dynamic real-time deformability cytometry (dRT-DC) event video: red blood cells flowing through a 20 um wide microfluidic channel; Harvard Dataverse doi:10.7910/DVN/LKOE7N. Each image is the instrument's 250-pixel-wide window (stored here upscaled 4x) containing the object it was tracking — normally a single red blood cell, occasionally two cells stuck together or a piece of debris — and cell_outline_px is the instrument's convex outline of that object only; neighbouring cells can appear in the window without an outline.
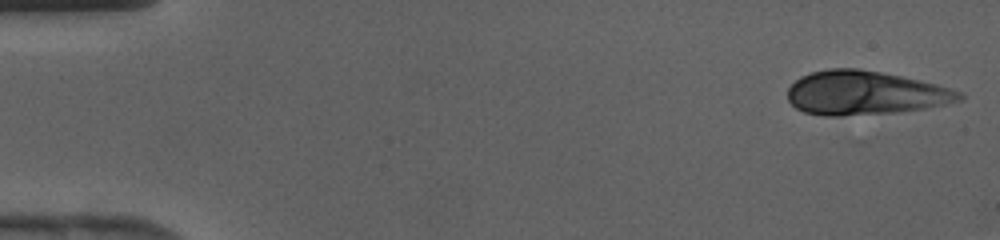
{"species": "human", "species_latin": "Homo sapiens", "temperature_condition": "cold", "stored_images_in_passage": 13, "camera_frame_rate_fps": 3000, "um_per_image_px": 0.085, "donor": {"sex": "female"}, "frame": {"image": 1, "passage_image": 1, "time_ms": 0.0, "image_size_px": [1000, 240], "cell_outline_px": [[964, 100], [924, 108], [896, 112], [840, 116], [824, 116], [804, 112], [796, 108], [788, 100], [788, 88], [800, 76], [812, 72], [828, 68], [860, 68], [900, 76], [936, 84], [960, 92], [964, 96]], "centroid_in_image_um": [73.49, 7.9], "position_along_channel_um": 11.5, "area_um2": 43.75}}
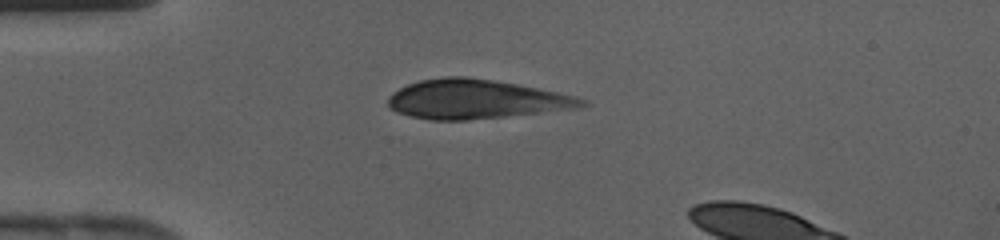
{"frame": {"image": 2, "passage_image": 10, "time_ms": 3.0, "image_size_px": [1000, 240], "cell_outline_px": [[588, 104], [580, 108], [468, 120], [428, 120], [396, 112], [388, 108], [388, 96], [392, 92], [408, 84], [420, 80], [444, 76], [468, 76], [516, 84], [576, 96], [588, 100]], "centroid_in_image_um": [40.42, 8.43], "position_along_channel_um": 44.6, "area_um2": 44.27}}